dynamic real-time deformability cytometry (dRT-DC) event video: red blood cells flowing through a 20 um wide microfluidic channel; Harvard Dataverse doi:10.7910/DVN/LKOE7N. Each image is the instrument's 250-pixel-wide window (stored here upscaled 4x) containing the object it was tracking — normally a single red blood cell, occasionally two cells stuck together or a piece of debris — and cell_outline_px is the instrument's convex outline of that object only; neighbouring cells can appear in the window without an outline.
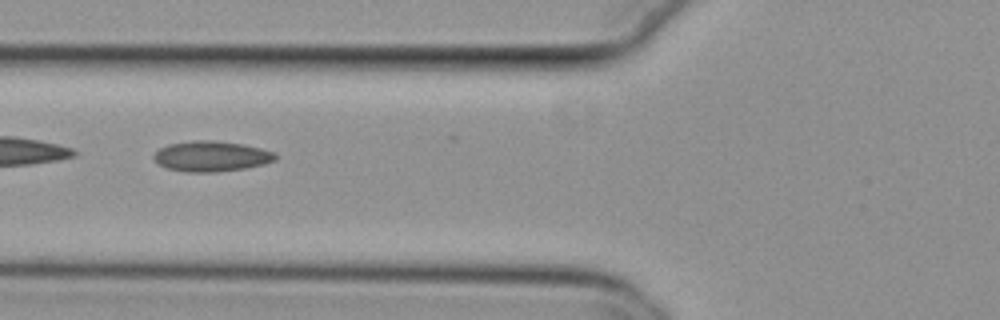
{"species": "common noctule bat (a hibernating species)", "species_latin": "Nyctalus noctula", "temperature_condition": "cold", "stored_images_in_passage": 32, "camera_frame_rate_fps": 3000, "um_per_image_px": 0.085, "animal": {"sex": "female", "body_mass_g": 29.2, "forearm_length_mm": 56.3}, "frame": {"image": 1, "passage_image": 8, "time_ms": 2.333, "image_size_px": [1000, 320], "cell_outline_px": [[276, 160], [264, 164], [244, 168], [216, 172], [184, 172], [168, 168], [160, 164], [152, 156], [160, 148], [168, 144], [192, 140], [212, 140], [244, 144], [276, 152]], "centroid_in_image_um": [17.98, 13.27], "position_along_channel_um": 107.8, "area_um2": 21.56}}
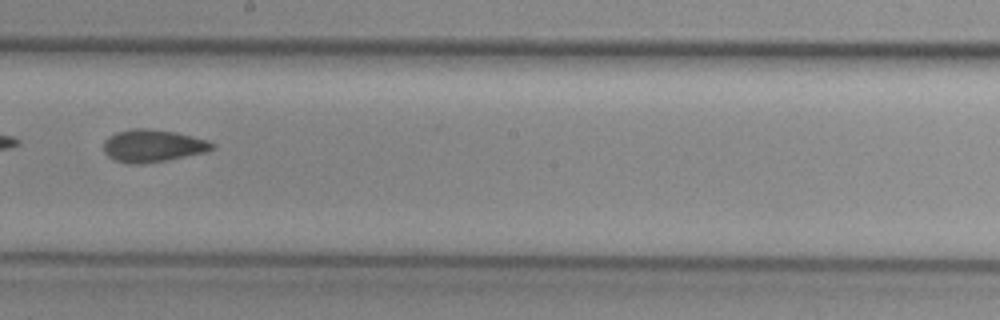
{"frame": {"image": 2, "passage_image": 18, "time_ms": 5.667, "image_size_px": [1000, 320], "cell_outline_px": [[216, 148], [204, 152], [168, 160], [144, 164], [128, 164], [112, 160], [104, 152], [104, 140], [108, 136], [116, 132], [128, 128], [144, 128], [176, 132], [208, 140], [216, 144]], "centroid_in_image_um": [12.96, 12.39], "position_along_channel_um": 235.2, "area_um2": 20.87}}
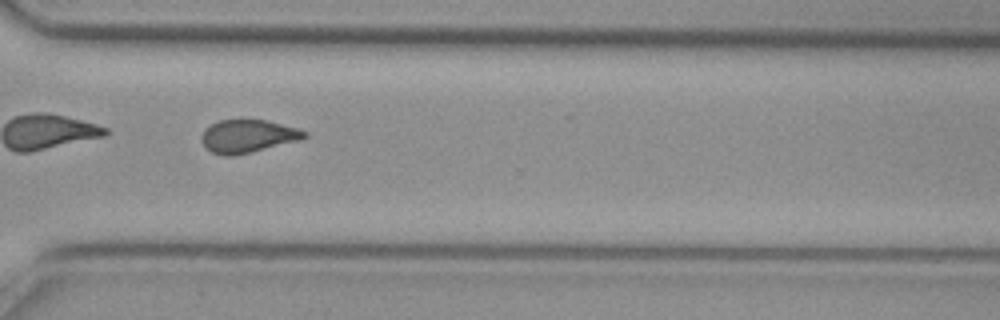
{"frame": {"image": 3, "passage_image": 27, "time_ms": 8.667, "image_size_px": [1000, 320], "cell_outline_px": [[308, 136], [300, 140], [232, 156], [224, 156], [212, 152], [204, 148], [200, 140], [200, 136], [204, 128], [220, 120], [264, 120], [296, 128], [308, 132]], "centroid_in_image_um": [21.01, 11.58], "position_along_channel_um": 349.6, "area_um2": 19.65}, "authors_computed_cell_mechanics": {"area_um2": 20.3456, "velocity_mm_per_s": 3.8176, "shape_relaxation_time_tau1_ms": 10.2705, "shape_relaxation_time_tau2_ms": 2.4662, "deformation_change_tau1": 0.18, "deformation_change_tau2": 0.0784}}